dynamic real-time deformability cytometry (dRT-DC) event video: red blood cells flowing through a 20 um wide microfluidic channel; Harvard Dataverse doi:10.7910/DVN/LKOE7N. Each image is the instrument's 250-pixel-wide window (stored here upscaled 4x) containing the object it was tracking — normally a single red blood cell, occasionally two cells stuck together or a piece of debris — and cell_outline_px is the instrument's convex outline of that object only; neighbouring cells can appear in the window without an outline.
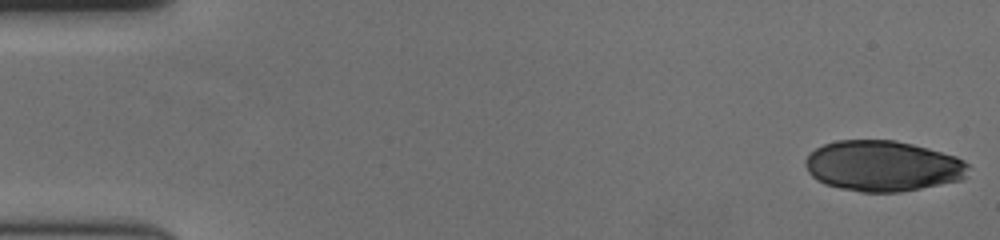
{"species": "human", "species_latin": "Homo sapiens", "temperature_condition": "cold", "stored_images_in_passage": 57, "camera_frame_rate_fps": 3000, "um_per_image_px": 0.085, "donor": {"sex": "female"}, "frame": {"image": 1, "passage_image": 1, "time_ms": 0.0, "image_size_px": [1000, 240], "cell_outline_px": [[968, 164], [964, 176], [960, 180], [900, 192], [860, 192], [840, 188], [824, 184], [816, 180], [808, 172], [808, 156], [816, 148], [824, 144], [836, 140], [892, 140], [912, 144], [956, 156], [964, 160]], "centroid_in_image_um": [75.02, 14.11], "position_along_channel_um": 10.0, "area_um2": 47.63}}
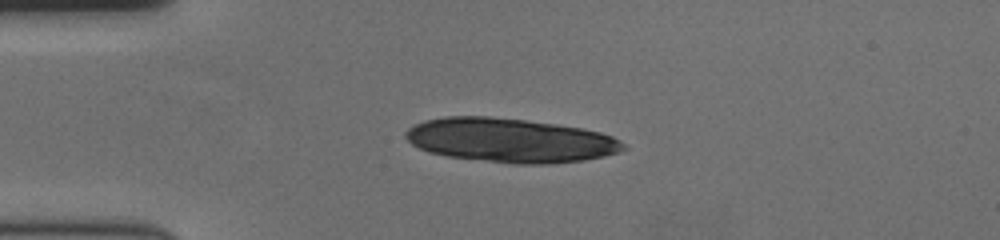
{"frame": {"image": 2, "passage_image": 14, "time_ms": 4.333, "image_size_px": [1000, 240], "cell_outline_px": [[624, 148], [616, 152], [604, 156], [584, 160], [548, 164], [512, 164], [448, 156], [428, 152], [412, 144], [404, 136], [404, 132], [408, 128], [424, 120], [448, 116], [488, 116], [524, 120], [556, 124], [580, 128], [600, 132], [612, 136], [624, 144]], "centroid_in_image_um": [43.33, 11.92], "position_along_channel_um": 41.7, "area_um2": 55.72}}
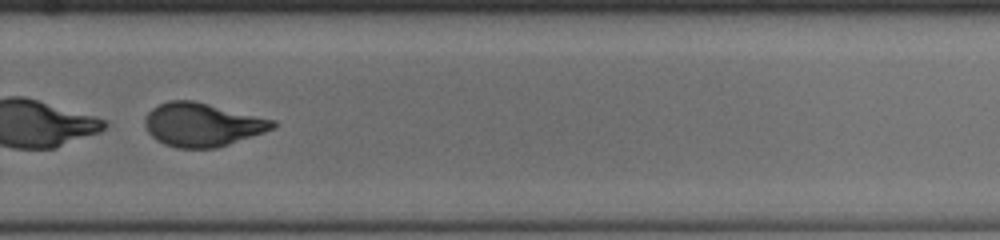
{"frame": {"image": 3, "passage_image": 40, "time_ms": 13.0, "image_size_px": [1000, 240], "cell_outline_px": [[276, 124], [272, 128], [264, 132], [216, 148], [176, 148], [164, 144], [156, 140], [148, 132], [144, 124], [144, 120], [148, 112], [152, 108], [168, 100], [192, 100], [276, 120]], "centroid_in_image_um": [17.16, 10.59], "position_along_channel_um": 312.6, "area_um2": 32.25}}